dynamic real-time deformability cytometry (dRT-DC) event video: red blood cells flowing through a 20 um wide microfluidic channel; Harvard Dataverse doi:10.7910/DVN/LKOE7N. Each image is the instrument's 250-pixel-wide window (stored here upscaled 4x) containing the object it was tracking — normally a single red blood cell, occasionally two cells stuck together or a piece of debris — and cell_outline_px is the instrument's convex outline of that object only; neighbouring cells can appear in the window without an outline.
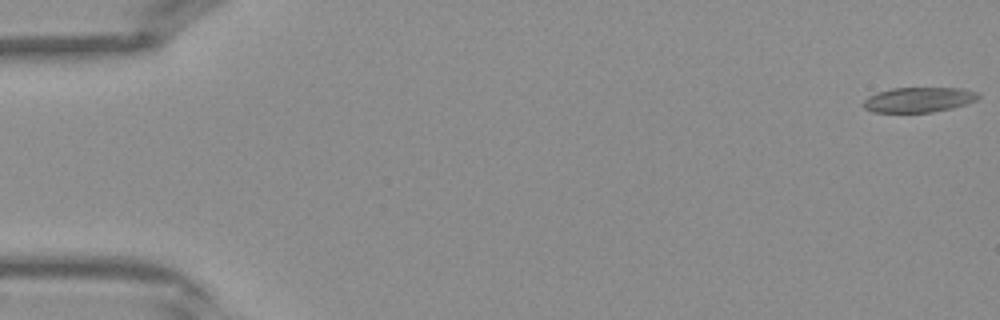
{"species": "Egyptian fruit bat (a non-hibernating species)", "species_latin": "Rousettus aegyptiacus", "temperature_condition": "warm", "stored_images_in_passage": 11, "camera_frame_rate_fps": 3000, "um_per_image_px": 0.085, "frame": {"image": 1, "passage_image": 1, "time_ms": 0.0, "image_size_px": [1000, 320], "cell_outline_px": [[980, 96], [976, 100], [952, 108], [932, 112], [872, 112], [864, 108], [864, 100], [868, 96], [876, 92], [892, 88], [960, 88], [976, 92]], "centroid_in_image_um": [78.05, 8.47], "position_along_channel_um": 6.9, "area_um2": 16.65}}